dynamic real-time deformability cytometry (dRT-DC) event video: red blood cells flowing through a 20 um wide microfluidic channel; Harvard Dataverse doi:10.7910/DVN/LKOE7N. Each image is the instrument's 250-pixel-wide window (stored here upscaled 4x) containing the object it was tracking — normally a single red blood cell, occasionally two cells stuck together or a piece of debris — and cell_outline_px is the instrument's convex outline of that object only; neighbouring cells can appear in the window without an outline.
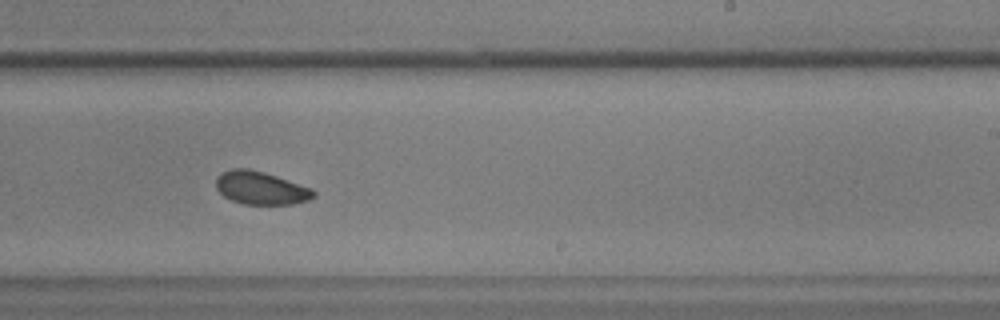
{"species": "common noctule bat (a hibernating species)", "species_latin": "Nyctalus noctula", "temperature_condition": "warm", "stored_images_in_passage": 35, "camera_frame_rate_fps": 3000, "um_per_image_px": 0.085, "animal": {"sex": "male", "body_mass_g": 17.9, "forearm_length_mm": 54.2}, "frame": {"image": 1, "passage_image": 16, "time_ms": 5.0, "image_size_px": [1000, 320], "cell_outline_px": [[316, 196], [308, 200], [292, 204], [244, 204], [232, 200], [224, 196], [216, 188], [216, 180], [224, 172], [232, 168], [248, 168], [264, 172], [312, 188], [316, 192]], "centroid_in_image_um": [22.2, 15.98], "position_along_channel_um": 266.8, "area_um2": 18.61}}